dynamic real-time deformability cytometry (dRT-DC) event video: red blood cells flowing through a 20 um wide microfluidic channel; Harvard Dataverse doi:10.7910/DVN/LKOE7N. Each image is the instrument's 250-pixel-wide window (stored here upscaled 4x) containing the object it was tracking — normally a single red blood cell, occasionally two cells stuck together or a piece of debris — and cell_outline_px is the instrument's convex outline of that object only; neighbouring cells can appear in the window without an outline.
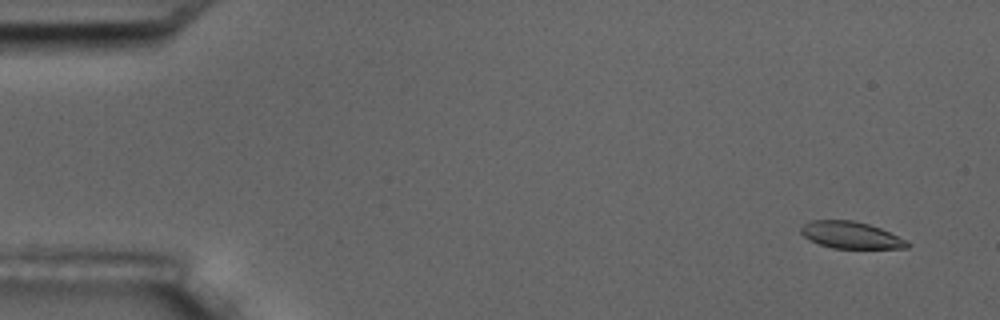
{"species": "common noctule bat (a hibernating species)", "species_latin": "Nyctalus noctula", "temperature_condition": "room temperature", "stored_images_in_passage": 5, "camera_frame_rate_fps": 3000, "um_per_image_px": 0.085, "animal": {"sex": "male", "body_mass_g": 17.5, "forearm_length_mm": 52.3}, "frame": {"image": 1, "passage_image": 1, "time_ms": 0.0, "image_size_px": [1000, 320], "cell_outline_px": [[912, 244], [908, 248], [832, 248], [808, 240], [800, 232], [800, 228], [804, 224], [812, 220], [852, 220], [868, 224], [880, 228], [908, 240]], "centroid_in_image_um": [72.34, 19.98], "position_along_channel_um": 12.7, "area_um2": 16.7}}